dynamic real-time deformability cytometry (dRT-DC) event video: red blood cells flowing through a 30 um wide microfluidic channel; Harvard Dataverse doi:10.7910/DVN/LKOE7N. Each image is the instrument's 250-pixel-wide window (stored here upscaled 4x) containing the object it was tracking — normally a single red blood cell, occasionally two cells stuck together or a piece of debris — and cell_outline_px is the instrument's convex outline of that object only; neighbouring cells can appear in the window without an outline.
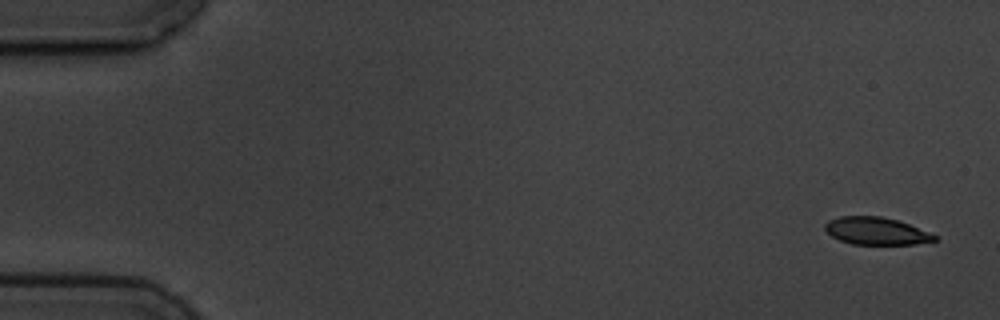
{"species": "common noctule bat (a hibernating species)", "species_latin": "Nyctalus noctula", "temperature_condition": "cold", "stored_images_in_passage": 5, "camera_frame_rate_fps": 3000, "um_per_image_px": 0.085, "animal": {"sex": "male", "body_mass_g": 19.5, "forearm_length_mm": 54.6}, "frame": {"image": 1, "passage_image": 1, "time_ms": 0.0, "image_size_px": [1000, 320], "cell_outline_px": [[936, 240], [916, 244], [852, 244], [840, 240], [832, 236], [824, 228], [824, 224], [828, 220], [840, 216], [880, 216], [896, 220], [908, 224], [928, 232], [936, 236]], "centroid_in_image_um": [74.43, 19.63], "position_along_channel_um": 10.6, "area_um2": 17.28}}
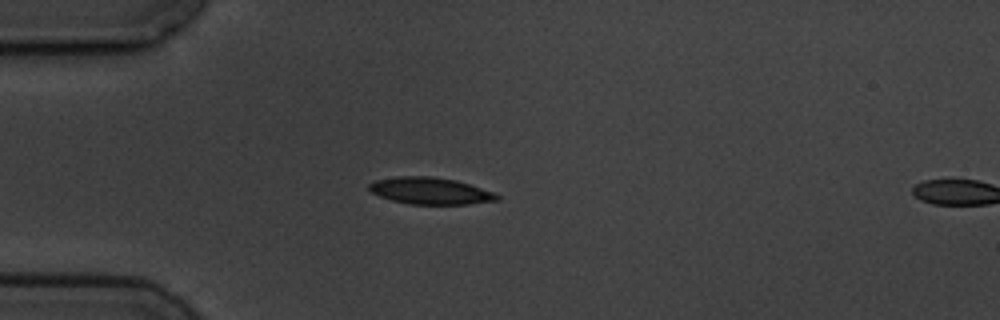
{"frame": {"image": 2, "passage_image": 4, "time_ms": 4.333, "image_size_px": [1000, 320], "cell_outline_px": [[500, 200], [468, 204], [408, 204], [392, 200], [380, 196], [372, 192], [368, 188], [368, 184], [376, 180], [396, 176], [432, 176], [456, 180], [492, 192], [500, 196]], "centroid_in_image_um": [36.55, 16.22], "position_along_channel_um": 48.4, "area_um2": 19.88}}